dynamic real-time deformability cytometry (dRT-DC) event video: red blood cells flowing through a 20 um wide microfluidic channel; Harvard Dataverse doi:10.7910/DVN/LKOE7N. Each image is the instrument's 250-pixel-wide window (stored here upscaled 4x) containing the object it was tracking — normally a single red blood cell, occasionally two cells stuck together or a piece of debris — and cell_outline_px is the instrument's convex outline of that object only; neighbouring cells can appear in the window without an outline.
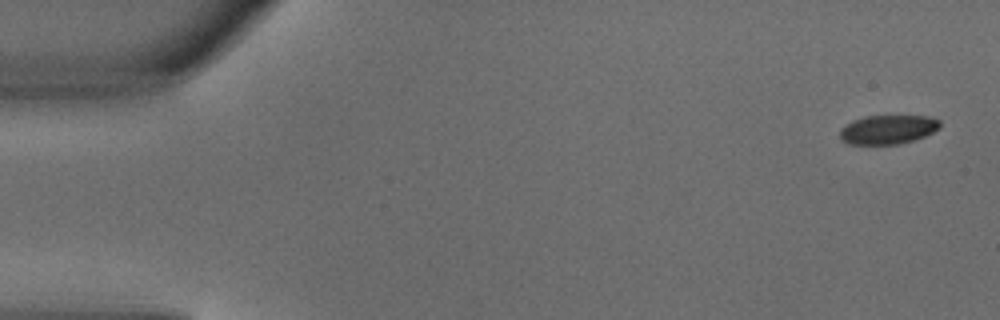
{"species": "common noctule bat (a hibernating species)", "species_latin": "Nyctalus noctula", "temperature_condition": "warm", "stored_images_in_passage": 4, "camera_frame_rate_fps": 3000, "um_per_image_px": 0.085, "animal": {"sex": "male", "body_mass_g": 18.8}, "frame": {"image": 1, "passage_image": 1, "time_ms": 0.0, "image_size_px": [1000, 320], "cell_outline_px": [[940, 128], [924, 136], [900, 144], [848, 144], [840, 140], [840, 128], [852, 120], [864, 116], [928, 116], [940, 120]], "centroid_in_image_um": [75.44, 11.0], "position_along_channel_um": 9.6, "area_um2": 16.99}}
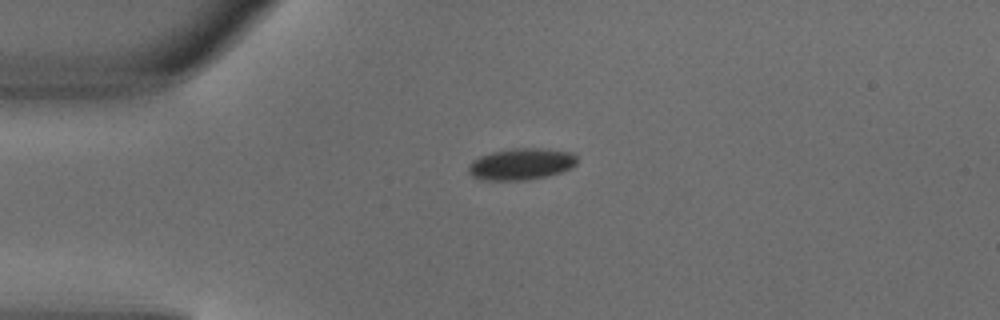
{"frame": {"image": 2, "passage_image": 3, "time_ms": 0.667, "image_size_px": [1000, 320], "cell_outline_px": [[576, 164], [572, 168], [548, 176], [528, 180], [480, 180], [472, 176], [468, 172], [468, 164], [472, 160], [480, 156], [492, 152], [512, 148], [536, 148], [572, 152], [576, 156]], "centroid_in_image_um": [44.27, 13.95], "position_along_channel_um": 40.7, "area_um2": 20.11}}